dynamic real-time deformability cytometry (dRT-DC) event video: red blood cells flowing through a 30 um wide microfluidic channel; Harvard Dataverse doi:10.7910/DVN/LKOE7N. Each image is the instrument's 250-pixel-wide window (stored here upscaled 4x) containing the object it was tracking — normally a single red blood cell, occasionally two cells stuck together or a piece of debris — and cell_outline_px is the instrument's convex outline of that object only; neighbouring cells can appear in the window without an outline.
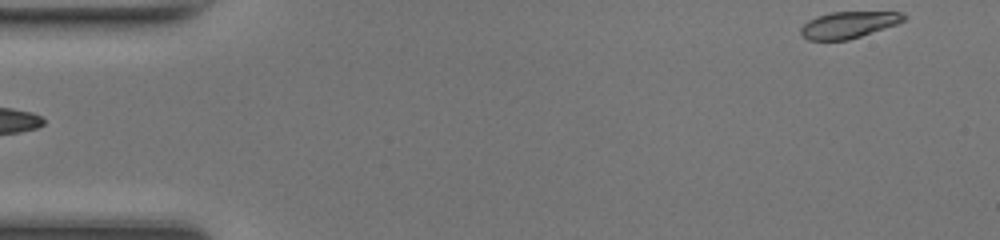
{"species": "common noctule bat (a hibernating species)", "species_latin": "Nyctalus noctula", "temperature_condition": "room temperature", "stored_images_in_passage": 1, "camera_frame_rate_fps": 3000, "um_per_image_px": 0.085, "animal": {"sex": "female", "body_mass_g": 17.0, "forearm_length_mm": 48.0}, "frame": {"image": 1, "passage_image": 1, "time_ms": 0.0, "image_size_px": [1000, 240], "cell_outline_px": [[908, 16], [904, 20], [896, 24], [848, 40], [808, 40], [800, 32], [800, 28], [808, 20], [816, 16], [832, 12], [900, 12]], "centroid_in_image_um": [72.1, 2.1], "position_along_channel_um": 12.9, "area_um2": 15.78}}